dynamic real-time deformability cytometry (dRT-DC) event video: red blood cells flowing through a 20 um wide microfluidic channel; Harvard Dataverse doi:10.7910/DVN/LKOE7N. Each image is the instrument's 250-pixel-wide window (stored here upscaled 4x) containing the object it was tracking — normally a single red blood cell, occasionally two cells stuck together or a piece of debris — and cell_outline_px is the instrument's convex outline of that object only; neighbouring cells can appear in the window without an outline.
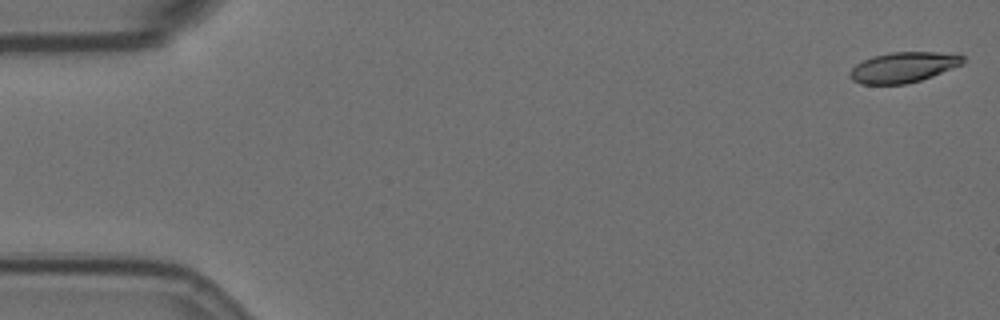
{"species": "Egyptian fruit bat (a non-hibernating species)", "species_latin": "Rousettus aegyptiacus", "temperature_condition": "room temperature", "stored_images_in_passage": 57, "camera_frame_rate_fps": 3000, "um_per_image_px": 0.085, "animal": {"sex": "female"}, "frame": {"image": 1, "passage_image": 1, "time_ms": 0.0, "image_size_px": [1000, 320], "cell_outline_px": [[964, 64], [932, 76], [920, 80], [904, 84], [860, 84], [852, 80], [848, 76], [848, 72], [856, 64], [872, 56], [892, 52], [960, 52], [964, 56]], "centroid_in_image_um": [76.82, 5.7], "position_along_channel_um": 8.2, "area_um2": 20.35}}
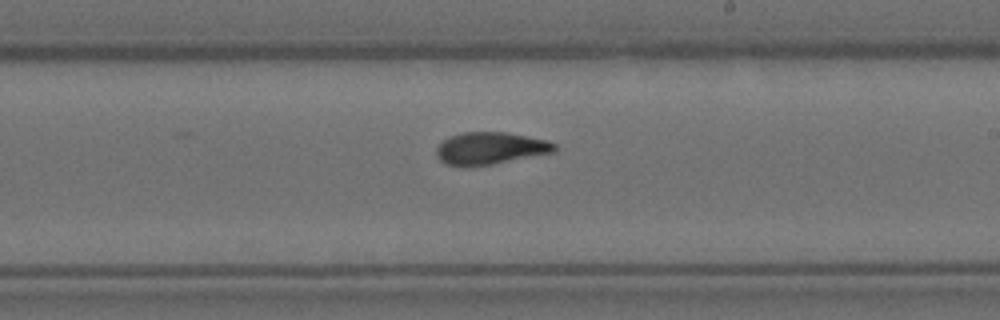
{"frame": {"image": 2, "passage_image": 33, "time_ms": 10.667, "image_size_px": [1000, 320], "cell_outline_px": [[556, 152], [492, 164], [468, 168], [444, 164], [436, 156], [436, 148], [444, 140], [452, 136], [464, 132], [504, 132], [548, 140], [556, 144]], "centroid_in_image_um": [41.66, 12.63], "position_along_channel_um": 247.3, "area_um2": 22.37}}
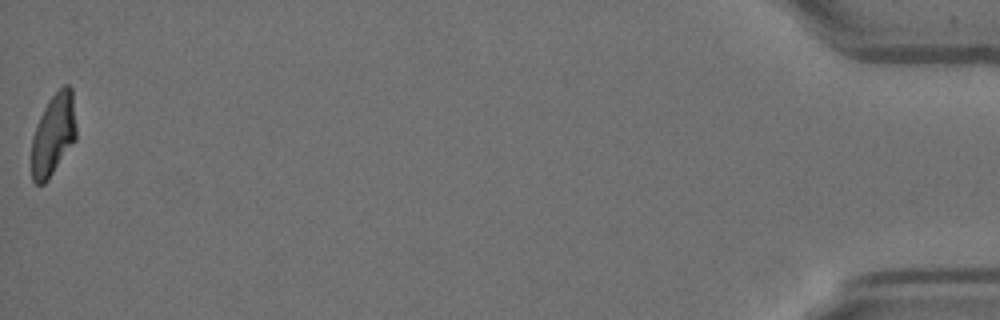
{"frame": {"image": 3, "passage_image": 57, "time_ms": 18.667, "image_size_px": [1000, 320], "cell_outline_px": [[76, 140], [48, 180], [44, 184], [36, 184], [32, 180], [32, 136], [36, 124], [48, 100], [64, 84], [68, 84], [72, 88], [76, 128]], "centroid_in_image_um": [4.54, 11.44], "position_along_channel_um": 430.7, "area_um2": 21.39}, "authors_computed_cell_mechanics": {"area_um2": 22.0218, "velocity_mm_per_s": 3.5455, "shape_relaxation_time_tau1_ms": 7.0184, "shape_relaxation_time_tau2_ms": 2.3606, "deformation_change_tau1": 0.1864, "deformation_change_tau2": 0.0828}}